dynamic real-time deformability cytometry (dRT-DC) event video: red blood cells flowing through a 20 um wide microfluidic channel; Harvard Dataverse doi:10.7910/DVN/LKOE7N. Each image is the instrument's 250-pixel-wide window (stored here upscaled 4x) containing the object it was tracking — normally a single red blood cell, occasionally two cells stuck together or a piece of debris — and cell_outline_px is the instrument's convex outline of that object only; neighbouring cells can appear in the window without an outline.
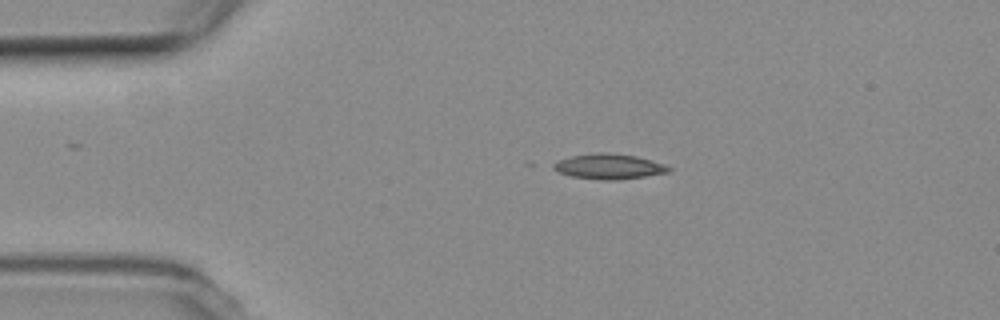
{"species": "common noctule bat (a hibernating species)", "species_latin": "Nyctalus noctula", "temperature_condition": "room temperature", "stored_images_in_passage": 16, "camera_frame_rate_fps": 3000, "um_per_image_px": 0.085, "animal": {"sex": "female", "body_mass_g": 19.3, "forearm_length_mm": 54.1}, "frame": {"image": 1, "passage_image": 10, "time_ms": 3.0, "image_size_px": [1000, 320], "cell_outline_px": [[672, 168], [668, 172], [620, 180], [604, 180], [572, 176], [556, 172], [552, 168], [552, 164], [560, 160], [572, 156], [636, 156]], "centroid_in_image_um": [51.72, 14.22], "position_along_channel_um": 33.3, "area_um2": 15.61}}
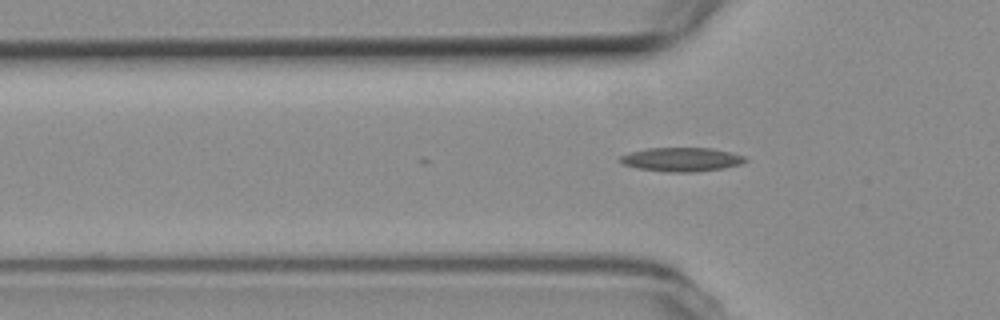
{"frame": {"image": 2, "passage_image": 16, "time_ms": 5.0, "image_size_px": [1000, 320], "cell_outline_px": [[748, 160], [740, 164], [724, 168], [696, 172], [664, 172], [636, 168], [624, 164], [620, 160], [620, 156], [628, 152], [648, 148], [712, 148], [732, 152], [744, 156]], "centroid_in_image_um": [57.94, 13.55], "position_along_channel_um": 67.9, "area_um2": 17.57}}